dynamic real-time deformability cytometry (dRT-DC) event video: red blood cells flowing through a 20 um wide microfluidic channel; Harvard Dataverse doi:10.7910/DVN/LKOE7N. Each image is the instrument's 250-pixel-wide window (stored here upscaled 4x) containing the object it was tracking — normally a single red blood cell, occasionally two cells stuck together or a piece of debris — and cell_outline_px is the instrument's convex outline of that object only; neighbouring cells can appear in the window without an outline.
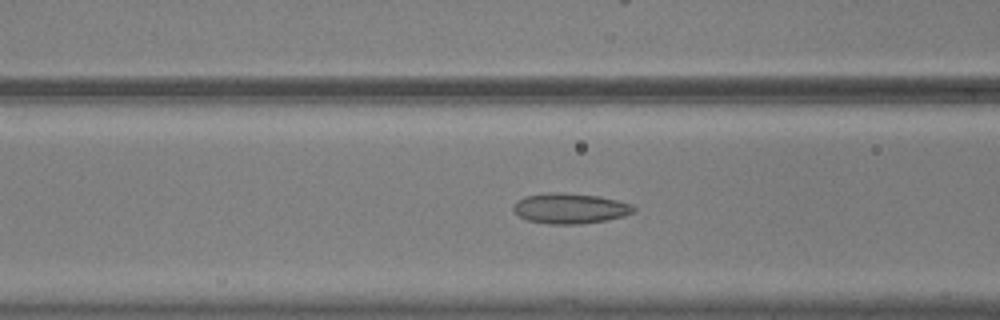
{"species": "common noctule bat (a hibernating species)", "species_latin": "Nyctalus noctula", "temperature_condition": "warm", "stored_images_in_passage": 55, "camera_frame_rate_fps": 3000, "um_per_image_px": 0.085, "animal": {"sex": "male", "body_mass_g": 20.5, "forearm_length_mm": 52.5}, "frame": {"image": 1, "passage_image": 23, "time_ms": 7.333, "image_size_px": [1000, 320], "cell_outline_px": [[636, 208], [632, 212], [624, 216], [608, 220], [580, 224], [548, 224], [528, 220], [520, 216], [512, 208], [516, 200], [524, 196], [548, 192], [564, 192], [600, 196], [632, 204]], "centroid_in_image_um": [48.45, 17.7], "position_along_channel_um": 118.2, "area_um2": 21.44}}
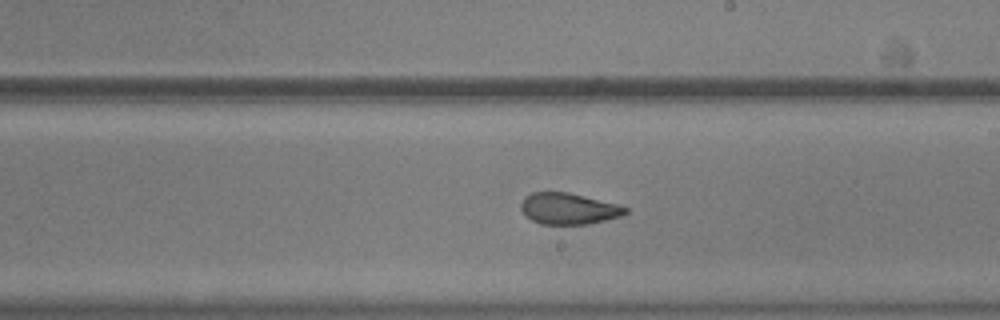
{"frame": {"image": 2, "passage_image": 33, "time_ms": 10.667, "image_size_px": [1000, 320], "cell_outline_px": [[628, 212], [620, 216], [588, 224], [540, 224], [532, 220], [520, 208], [520, 204], [524, 196], [532, 192], [568, 192], [616, 204], [628, 208]], "centroid_in_image_um": [48.3, 17.73], "position_along_channel_um": 240.7, "area_um2": 18.84}}
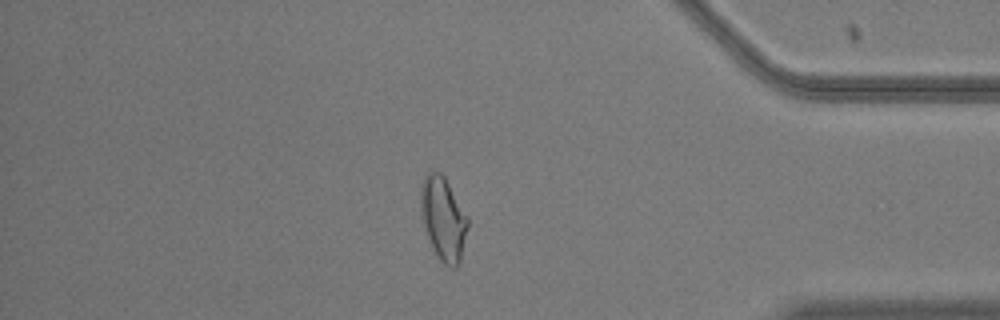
{"frame": {"image": 3, "passage_image": 48, "time_ms": 15.667, "image_size_px": [1000, 320], "cell_outline_px": [[468, 228], [460, 260], [456, 268], [448, 268], [440, 260], [428, 236], [420, 216], [420, 188], [424, 176], [428, 172], [440, 172], [444, 176], [468, 216]], "centroid_in_image_um": [37.67, 18.57], "position_along_channel_um": 397.5, "area_um2": 22.83}, "authors_computed_cell_mechanics": {"area_um2": 21.6172, "velocity_mm_per_s": 3.6657, "shape_relaxation_time_tau1_ms": null, "shape_relaxation_time_tau2_ms": 1.5692, "deformation_change_tau1": null, "deformation_change_tau2": 0.0862}}